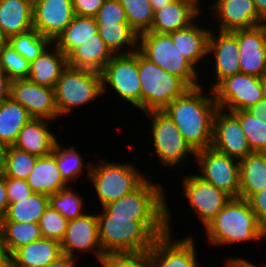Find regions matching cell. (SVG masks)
Here are the masks:
<instances>
[{"label": "cell", "instance_id": "25", "mask_svg": "<svg viewBox=\"0 0 266 267\" xmlns=\"http://www.w3.org/2000/svg\"><path fill=\"white\" fill-rule=\"evenodd\" d=\"M68 66L67 56L51 43L34 61L30 63L27 79L35 84L55 87L63 70Z\"/></svg>", "mask_w": 266, "mask_h": 267}, {"label": "cell", "instance_id": "16", "mask_svg": "<svg viewBox=\"0 0 266 267\" xmlns=\"http://www.w3.org/2000/svg\"><path fill=\"white\" fill-rule=\"evenodd\" d=\"M60 244L64 255L76 258L78 252H83V255L92 252L100 263L105 253L99 241L96 212L69 221Z\"/></svg>", "mask_w": 266, "mask_h": 267}, {"label": "cell", "instance_id": "6", "mask_svg": "<svg viewBox=\"0 0 266 267\" xmlns=\"http://www.w3.org/2000/svg\"><path fill=\"white\" fill-rule=\"evenodd\" d=\"M97 162L92 164L88 180L102 207L133 192L147 179L130 162H107L106 159Z\"/></svg>", "mask_w": 266, "mask_h": 267}, {"label": "cell", "instance_id": "33", "mask_svg": "<svg viewBox=\"0 0 266 267\" xmlns=\"http://www.w3.org/2000/svg\"><path fill=\"white\" fill-rule=\"evenodd\" d=\"M97 25L100 37L113 55L127 54L138 50V34L128 23Z\"/></svg>", "mask_w": 266, "mask_h": 267}, {"label": "cell", "instance_id": "53", "mask_svg": "<svg viewBox=\"0 0 266 267\" xmlns=\"http://www.w3.org/2000/svg\"><path fill=\"white\" fill-rule=\"evenodd\" d=\"M254 117H260V119L266 121V101L264 99L258 101L255 105L247 109Z\"/></svg>", "mask_w": 266, "mask_h": 267}, {"label": "cell", "instance_id": "54", "mask_svg": "<svg viewBox=\"0 0 266 267\" xmlns=\"http://www.w3.org/2000/svg\"><path fill=\"white\" fill-rule=\"evenodd\" d=\"M258 12V18L263 24H266V0H253Z\"/></svg>", "mask_w": 266, "mask_h": 267}, {"label": "cell", "instance_id": "57", "mask_svg": "<svg viewBox=\"0 0 266 267\" xmlns=\"http://www.w3.org/2000/svg\"><path fill=\"white\" fill-rule=\"evenodd\" d=\"M0 267H11L10 256L0 249Z\"/></svg>", "mask_w": 266, "mask_h": 267}, {"label": "cell", "instance_id": "51", "mask_svg": "<svg viewBox=\"0 0 266 267\" xmlns=\"http://www.w3.org/2000/svg\"><path fill=\"white\" fill-rule=\"evenodd\" d=\"M76 262H77L76 258L63 254L57 260L43 267H77Z\"/></svg>", "mask_w": 266, "mask_h": 267}, {"label": "cell", "instance_id": "46", "mask_svg": "<svg viewBox=\"0 0 266 267\" xmlns=\"http://www.w3.org/2000/svg\"><path fill=\"white\" fill-rule=\"evenodd\" d=\"M5 183L9 203L19 202L33 193L24 179L5 177Z\"/></svg>", "mask_w": 266, "mask_h": 267}, {"label": "cell", "instance_id": "43", "mask_svg": "<svg viewBox=\"0 0 266 267\" xmlns=\"http://www.w3.org/2000/svg\"><path fill=\"white\" fill-rule=\"evenodd\" d=\"M68 222L65 217L49 205L39 221L41 236L61 242L65 235Z\"/></svg>", "mask_w": 266, "mask_h": 267}, {"label": "cell", "instance_id": "41", "mask_svg": "<svg viewBox=\"0 0 266 267\" xmlns=\"http://www.w3.org/2000/svg\"><path fill=\"white\" fill-rule=\"evenodd\" d=\"M37 158L36 155L9 146L2 175L26 180L36 164Z\"/></svg>", "mask_w": 266, "mask_h": 267}, {"label": "cell", "instance_id": "60", "mask_svg": "<svg viewBox=\"0 0 266 267\" xmlns=\"http://www.w3.org/2000/svg\"><path fill=\"white\" fill-rule=\"evenodd\" d=\"M39 1H41V0H31V3L33 5L34 3L39 2Z\"/></svg>", "mask_w": 266, "mask_h": 267}, {"label": "cell", "instance_id": "50", "mask_svg": "<svg viewBox=\"0 0 266 267\" xmlns=\"http://www.w3.org/2000/svg\"><path fill=\"white\" fill-rule=\"evenodd\" d=\"M8 195L6 191L5 177L0 174V221L4 218L8 208Z\"/></svg>", "mask_w": 266, "mask_h": 267}, {"label": "cell", "instance_id": "28", "mask_svg": "<svg viewBox=\"0 0 266 267\" xmlns=\"http://www.w3.org/2000/svg\"><path fill=\"white\" fill-rule=\"evenodd\" d=\"M26 181L33 193L46 196L57 193L59 190L69 186L61 177L56 157L53 153L37 158L36 164Z\"/></svg>", "mask_w": 266, "mask_h": 267}, {"label": "cell", "instance_id": "19", "mask_svg": "<svg viewBox=\"0 0 266 267\" xmlns=\"http://www.w3.org/2000/svg\"><path fill=\"white\" fill-rule=\"evenodd\" d=\"M240 72L266 76V24L238 30Z\"/></svg>", "mask_w": 266, "mask_h": 267}, {"label": "cell", "instance_id": "34", "mask_svg": "<svg viewBox=\"0 0 266 267\" xmlns=\"http://www.w3.org/2000/svg\"><path fill=\"white\" fill-rule=\"evenodd\" d=\"M27 110L11 98L0 103V141L13 146L22 127L31 119Z\"/></svg>", "mask_w": 266, "mask_h": 267}, {"label": "cell", "instance_id": "11", "mask_svg": "<svg viewBox=\"0 0 266 267\" xmlns=\"http://www.w3.org/2000/svg\"><path fill=\"white\" fill-rule=\"evenodd\" d=\"M212 93L217 107L224 111L247 110L263 99L262 78L239 72L221 80Z\"/></svg>", "mask_w": 266, "mask_h": 267}, {"label": "cell", "instance_id": "29", "mask_svg": "<svg viewBox=\"0 0 266 267\" xmlns=\"http://www.w3.org/2000/svg\"><path fill=\"white\" fill-rule=\"evenodd\" d=\"M113 54L106 47L100 34H95L68 56V65L75 68L102 72L105 65L112 59Z\"/></svg>", "mask_w": 266, "mask_h": 267}, {"label": "cell", "instance_id": "38", "mask_svg": "<svg viewBox=\"0 0 266 267\" xmlns=\"http://www.w3.org/2000/svg\"><path fill=\"white\" fill-rule=\"evenodd\" d=\"M72 186L73 185H69L67 188L49 195V205L68 221L74 220L87 213L82 209L84 206L83 196L80 192H78L79 194L76 193V191L72 189Z\"/></svg>", "mask_w": 266, "mask_h": 267}, {"label": "cell", "instance_id": "5", "mask_svg": "<svg viewBox=\"0 0 266 267\" xmlns=\"http://www.w3.org/2000/svg\"><path fill=\"white\" fill-rule=\"evenodd\" d=\"M138 51L150 62L180 78L189 88L202 85L199 68L183 56L169 34L144 32L138 35Z\"/></svg>", "mask_w": 266, "mask_h": 267}, {"label": "cell", "instance_id": "45", "mask_svg": "<svg viewBox=\"0 0 266 267\" xmlns=\"http://www.w3.org/2000/svg\"><path fill=\"white\" fill-rule=\"evenodd\" d=\"M95 20L97 24L128 23L125 10L118 0H105Z\"/></svg>", "mask_w": 266, "mask_h": 267}, {"label": "cell", "instance_id": "40", "mask_svg": "<svg viewBox=\"0 0 266 267\" xmlns=\"http://www.w3.org/2000/svg\"><path fill=\"white\" fill-rule=\"evenodd\" d=\"M232 113L239 119L252 152L266 153V121L254 117L247 110Z\"/></svg>", "mask_w": 266, "mask_h": 267}, {"label": "cell", "instance_id": "1", "mask_svg": "<svg viewBox=\"0 0 266 267\" xmlns=\"http://www.w3.org/2000/svg\"><path fill=\"white\" fill-rule=\"evenodd\" d=\"M205 89L203 85L189 88L162 110L196 152L212 146L214 116L218 109L212 90L204 94Z\"/></svg>", "mask_w": 266, "mask_h": 267}, {"label": "cell", "instance_id": "35", "mask_svg": "<svg viewBox=\"0 0 266 267\" xmlns=\"http://www.w3.org/2000/svg\"><path fill=\"white\" fill-rule=\"evenodd\" d=\"M61 145L62 144H60L58 140L55 144L53 154L56 157V163L61 177L64 179V181L68 185H70V183H72V180L75 181V179L83 176L84 173V175L88 179L93 161H87V163L85 164V159H83L82 155L79 151H77L76 147L72 145L69 147ZM84 168L85 171L87 170V172L83 170Z\"/></svg>", "mask_w": 266, "mask_h": 267}, {"label": "cell", "instance_id": "36", "mask_svg": "<svg viewBox=\"0 0 266 267\" xmlns=\"http://www.w3.org/2000/svg\"><path fill=\"white\" fill-rule=\"evenodd\" d=\"M48 206L49 196L32 193L19 202L9 203L6 214L1 221L39 223Z\"/></svg>", "mask_w": 266, "mask_h": 267}, {"label": "cell", "instance_id": "13", "mask_svg": "<svg viewBox=\"0 0 266 267\" xmlns=\"http://www.w3.org/2000/svg\"><path fill=\"white\" fill-rule=\"evenodd\" d=\"M183 194L204 228L218 215L231 197L196 174L182 177Z\"/></svg>", "mask_w": 266, "mask_h": 267}, {"label": "cell", "instance_id": "7", "mask_svg": "<svg viewBox=\"0 0 266 267\" xmlns=\"http://www.w3.org/2000/svg\"><path fill=\"white\" fill-rule=\"evenodd\" d=\"M59 116L85 106L103 96L100 72L67 66L54 87Z\"/></svg>", "mask_w": 266, "mask_h": 267}, {"label": "cell", "instance_id": "10", "mask_svg": "<svg viewBox=\"0 0 266 267\" xmlns=\"http://www.w3.org/2000/svg\"><path fill=\"white\" fill-rule=\"evenodd\" d=\"M102 76V93L105 95L110 88L126 103L141 109V84L138 69V50L113 55L105 65ZM110 85V86H109Z\"/></svg>", "mask_w": 266, "mask_h": 267}, {"label": "cell", "instance_id": "26", "mask_svg": "<svg viewBox=\"0 0 266 267\" xmlns=\"http://www.w3.org/2000/svg\"><path fill=\"white\" fill-rule=\"evenodd\" d=\"M185 28L169 33L172 42L180 50L183 56L189 60L196 68L202 59L208 58V40L211 29L204 28L196 23ZM198 24V25H197Z\"/></svg>", "mask_w": 266, "mask_h": 267}, {"label": "cell", "instance_id": "52", "mask_svg": "<svg viewBox=\"0 0 266 267\" xmlns=\"http://www.w3.org/2000/svg\"><path fill=\"white\" fill-rule=\"evenodd\" d=\"M225 266L224 267H266L265 265L261 264V266L256 265L255 263L253 264L252 262L246 260L245 258H240V257H233V258H228V260H225L224 262Z\"/></svg>", "mask_w": 266, "mask_h": 267}, {"label": "cell", "instance_id": "15", "mask_svg": "<svg viewBox=\"0 0 266 267\" xmlns=\"http://www.w3.org/2000/svg\"><path fill=\"white\" fill-rule=\"evenodd\" d=\"M173 235L169 231L156 239L149 250L151 267H200L192 235L177 240Z\"/></svg>", "mask_w": 266, "mask_h": 267}, {"label": "cell", "instance_id": "56", "mask_svg": "<svg viewBox=\"0 0 266 267\" xmlns=\"http://www.w3.org/2000/svg\"><path fill=\"white\" fill-rule=\"evenodd\" d=\"M153 11L162 9L164 6L172 3L174 0H149Z\"/></svg>", "mask_w": 266, "mask_h": 267}, {"label": "cell", "instance_id": "31", "mask_svg": "<svg viewBox=\"0 0 266 267\" xmlns=\"http://www.w3.org/2000/svg\"><path fill=\"white\" fill-rule=\"evenodd\" d=\"M99 33L95 17L75 15L63 32L52 43L58 50L68 56L95 34Z\"/></svg>", "mask_w": 266, "mask_h": 267}, {"label": "cell", "instance_id": "59", "mask_svg": "<svg viewBox=\"0 0 266 267\" xmlns=\"http://www.w3.org/2000/svg\"><path fill=\"white\" fill-rule=\"evenodd\" d=\"M5 42H6L5 38L3 37V35L0 32V46Z\"/></svg>", "mask_w": 266, "mask_h": 267}, {"label": "cell", "instance_id": "32", "mask_svg": "<svg viewBox=\"0 0 266 267\" xmlns=\"http://www.w3.org/2000/svg\"><path fill=\"white\" fill-rule=\"evenodd\" d=\"M41 237L39 223L0 221V249L8 256Z\"/></svg>", "mask_w": 266, "mask_h": 267}, {"label": "cell", "instance_id": "27", "mask_svg": "<svg viewBox=\"0 0 266 267\" xmlns=\"http://www.w3.org/2000/svg\"><path fill=\"white\" fill-rule=\"evenodd\" d=\"M31 0H0V32L9 37L33 28Z\"/></svg>", "mask_w": 266, "mask_h": 267}, {"label": "cell", "instance_id": "2", "mask_svg": "<svg viewBox=\"0 0 266 267\" xmlns=\"http://www.w3.org/2000/svg\"><path fill=\"white\" fill-rule=\"evenodd\" d=\"M98 236L105 254L149 251L161 234L144 217L97 213Z\"/></svg>", "mask_w": 266, "mask_h": 267}, {"label": "cell", "instance_id": "3", "mask_svg": "<svg viewBox=\"0 0 266 267\" xmlns=\"http://www.w3.org/2000/svg\"><path fill=\"white\" fill-rule=\"evenodd\" d=\"M161 183L147 178L133 192L102 208L113 217H144L161 235L172 232L171 212Z\"/></svg>", "mask_w": 266, "mask_h": 267}, {"label": "cell", "instance_id": "12", "mask_svg": "<svg viewBox=\"0 0 266 267\" xmlns=\"http://www.w3.org/2000/svg\"><path fill=\"white\" fill-rule=\"evenodd\" d=\"M199 173L206 182L227 193L231 198L239 197L240 163L227 154L208 147L197 151L195 159Z\"/></svg>", "mask_w": 266, "mask_h": 267}, {"label": "cell", "instance_id": "47", "mask_svg": "<svg viewBox=\"0 0 266 267\" xmlns=\"http://www.w3.org/2000/svg\"><path fill=\"white\" fill-rule=\"evenodd\" d=\"M248 202L260 227L266 232V188L254 193Z\"/></svg>", "mask_w": 266, "mask_h": 267}, {"label": "cell", "instance_id": "42", "mask_svg": "<svg viewBox=\"0 0 266 267\" xmlns=\"http://www.w3.org/2000/svg\"><path fill=\"white\" fill-rule=\"evenodd\" d=\"M0 67L13 81L27 79L30 63L5 42L0 46Z\"/></svg>", "mask_w": 266, "mask_h": 267}, {"label": "cell", "instance_id": "37", "mask_svg": "<svg viewBox=\"0 0 266 267\" xmlns=\"http://www.w3.org/2000/svg\"><path fill=\"white\" fill-rule=\"evenodd\" d=\"M6 43L31 63L52 42L32 28L29 31L9 37Z\"/></svg>", "mask_w": 266, "mask_h": 267}, {"label": "cell", "instance_id": "9", "mask_svg": "<svg viewBox=\"0 0 266 267\" xmlns=\"http://www.w3.org/2000/svg\"><path fill=\"white\" fill-rule=\"evenodd\" d=\"M145 115L150 121L152 146L159 162L168 168H177L185 163L189 155L196 159L197 152L183 138L172 119L163 111H149ZM175 166V167H174Z\"/></svg>", "mask_w": 266, "mask_h": 267}, {"label": "cell", "instance_id": "48", "mask_svg": "<svg viewBox=\"0 0 266 267\" xmlns=\"http://www.w3.org/2000/svg\"><path fill=\"white\" fill-rule=\"evenodd\" d=\"M105 0H72L75 15L95 17Z\"/></svg>", "mask_w": 266, "mask_h": 267}, {"label": "cell", "instance_id": "20", "mask_svg": "<svg viewBox=\"0 0 266 267\" xmlns=\"http://www.w3.org/2000/svg\"><path fill=\"white\" fill-rule=\"evenodd\" d=\"M33 28L51 42L75 16L72 0H41L33 4Z\"/></svg>", "mask_w": 266, "mask_h": 267}, {"label": "cell", "instance_id": "39", "mask_svg": "<svg viewBox=\"0 0 266 267\" xmlns=\"http://www.w3.org/2000/svg\"><path fill=\"white\" fill-rule=\"evenodd\" d=\"M123 6L129 26L138 34L151 29L154 11L149 0H118Z\"/></svg>", "mask_w": 266, "mask_h": 267}, {"label": "cell", "instance_id": "24", "mask_svg": "<svg viewBox=\"0 0 266 267\" xmlns=\"http://www.w3.org/2000/svg\"><path fill=\"white\" fill-rule=\"evenodd\" d=\"M63 255L61 244L54 239L41 237L21 246L10 255L11 267H43Z\"/></svg>", "mask_w": 266, "mask_h": 267}, {"label": "cell", "instance_id": "14", "mask_svg": "<svg viewBox=\"0 0 266 267\" xmlns=\"http://www.w3.org/2000/svg\"><path fill=\"white\" fill-rule=\"evenodd\" d=\"M10 98L24 107L32 118L60 119L53 88L32 83L28 79L13 80Z\"/></svg>", "mask_w": 266, "mask_h": 267}, {"label": "cell", "instance_id": "44", "mask_svg": "<svg viewBox=\"0 0 266 267\" xmlns=\"http://www.w3.org/2000/svg\"><path fill=\"white\" fill-rule=\"evenodd\" d=\"M100 264L102 267H151L149 251L107 253Z\"/></svg>", "mask_w": 266, "mask_h": 267}, {"label": "cell", "instance_id": "18", "mask_svg": "<svg viewBox=\"0 0 266 267\" xmlns=\"http://www.w3.org/2000/svg\"><path fill=\"white\" fill-rule=\"evenodd\" d=\"M213 29L210 31L208 40V56L214 54V73L215 81L212 82V90L221 80L233 76L240 72L239 65V44L238 30L233 32L218 31L215 34ZM215 82V83H214ZM214 83V84H213Z\"/></svg>", "mask_w": 266, "mask_h": 267}, {"label": "cell", "instance_id": "23", "mask_svg": "<svg viewBox=\"0 0 266 267\" xmlns=\"http://www.w3.org/2000/svg\"><path fill=\"white\" fill-rule=\"evenodd\" d=\"M51 122L48 119L31 118L20 130L13 147L38 157L53 153L59 139L50 131Z\"/></svg>", "mask_w": 266, "mask_h": 267}, {"label": "cell", "instance_id": "22", "mask_svg": "<svg viewBox=\"0 0 266 267\" xmlns=\"http://www.w3.org/2000/svg\"><path fill=\"white\" fill-rule=\"evenodd\" d=\"M200 0H174L154 11L152 27L147 32L169 34L187 27L203 14Z\"/></svg>", "mask_w": 266, "mask_h": 267}, {"label": "cell", "instance_id": "4", "mask_svg": "<svg viewBox=\"0 0 266 267\" xmlns=\"http://www.w3.org/2000/svg\"><path fill=\"white\" fill-rule=\"evenodd\" d=\"M206 237L215 246L235 245L266 239L248 200L231 198L218 215L204 228Z\"/></svg>", "mask_w": 266, "mask_h": 267}, {"label": "cell", "instance_id": "49", "mask_svg": "<svg viewBox=\"0 0 266 267\" xmlns=\"http://www.w3.org/2000/svg\"><path fill=\"white\" fill-rule=\"evenodd\" d=\"M11 80L0 67V103L10 98Z\"/></svg>", "mask_w": 266, "mask_h": 267}, {"label": "cell", "instance_id": "17", "mask_svg": "<svg viewBox=\"0 0 266 267\" xmlns=\"http://www.w3.org/2000/svg\"><path fill=\"white\" fill-rule=\"evenodd\" d=\"M211 147L239 161L253 153L239 119L232 112L220 108L214 116Z\"/></svg>", "mask_w": 266, "mask_h": 267}, {"label": "cell", "instance_id": "55", "mask_svg": "<svg viewBox=\"0 0 266 267\" xmlns=\"http://www.w3.org/2000/svg\"><path fill=\"white\" fill-rule=\"evenodd\" d=\"M8 147L7 144L0 141V174H2L5 167Z\"/></svg>", "mask_w": 266, "mask_h": 267}, {"label": "cell", "instance_id": "21", "mask_svg": "<svg viewBox=\"0 0 266 267\" xmlns=\"http://www.w3.org/2000/svg\"><path fill=\"white\" fill-rule=\"evenodd\" d=\"M207 6L211 8L212 17L216 19L217 31L233 32L263 24L253 0H214Z\"/></svg>", "mask_w": 266, "mask_h": 267}, {"label": "cell", "instance_id": "30", "mask_svg": "<svg viewBox=\"0 0 266 267\" xmlns=\"http://www.w3.org/2000/svg\"><path fill=\"white\" fill-rule=\"evenodd\" d=\"M239 197L248 200L266 188V153L253 152L239 161Z\"/></svg>", "mask_w": 266, "mask_h": 267}, {"label": "cell", "instance_id": "58", "mask_svg": "<svg viewBox=\"0 0 266 267\" xmlns=\"http://www.w3.org/2000/svg\"><path fill=\"white\" fill-rule=\"evenodd\" d=\"M263 99L266 101V76L262 78Z\"/></svg>", "mask_w": 266, "mask_h": 267}, {"label": "cell", "instance_id": "8", "mask_svg": "<svg viewBox=\"0 0 266 267\" xmlns=\"http://www.w3.org/2000/svg\"><path fill=\"white\" fill-rule=\"evenodd\" d=\"M138 69L141 84V110L162 111L171 101L182 96L189 87L138 51Z\"/></svg>", "mask_w": 266, "mask_h": 267}]
</instances>
